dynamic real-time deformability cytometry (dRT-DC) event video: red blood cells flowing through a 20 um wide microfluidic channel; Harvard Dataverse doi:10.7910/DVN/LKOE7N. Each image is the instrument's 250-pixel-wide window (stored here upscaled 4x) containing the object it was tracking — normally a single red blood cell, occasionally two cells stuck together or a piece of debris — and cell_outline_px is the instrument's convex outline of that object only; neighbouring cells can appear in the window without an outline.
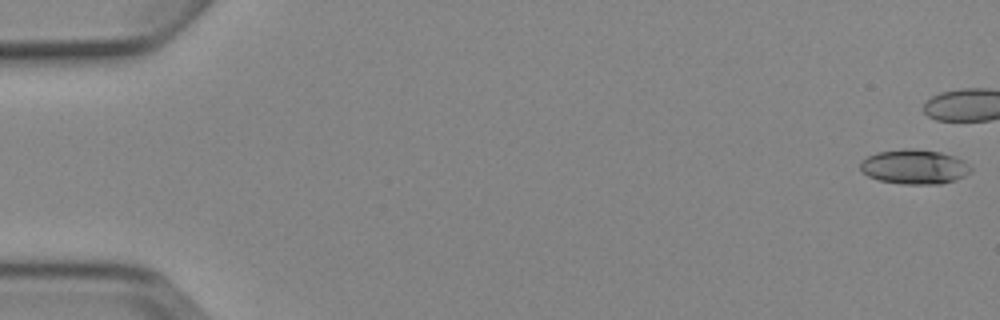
{"species": "Egyptian fruit bat (a non-hibernating species)", "species_latin": "Rousettus aegyptiacus", "temperature_condition": "cold", "stored_images_in_passage": 7, "camera_frame_rate_fps": 3000, "um_per_image_px": 0.085, "animal": {"sex": "female"}, "frame": {"image": 1, "passage_image": 1, "time_ms": 0.0, "image_size_px": [1000, 320], "cell_outline_px": [[972, 172], [956, 180], [940, 184], [904, 184], [880, 180], [868, 176], [860, 168], [860, 160], [876, 152], [904, 148], [916, 148], [940, 152], [964, 160], [972, 168]], "centroid_in_image_um": [77.73, 14.17], "position_along_channel_um": 7.3, "area_um2": 22.43}}
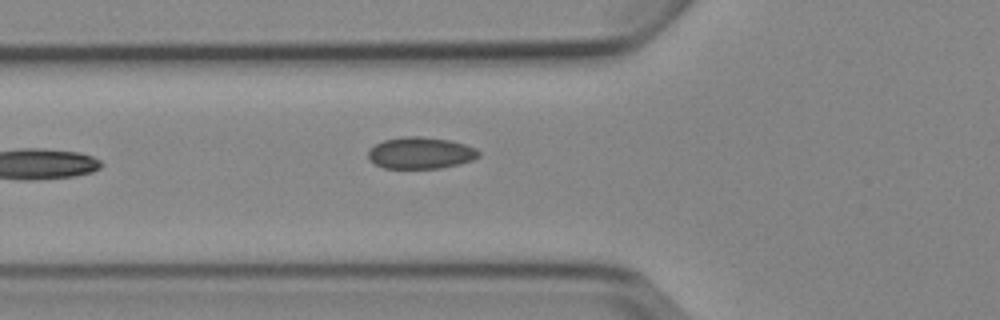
{"frame": {"image": 2, "passage_image": 7, "time_ms": 7.0, "image_size_px": [1000, 320], "cell_outline_px": [[480, 156], [472, 160], [460, 164], [440, 168], [384, 168], [368, 160], [368, 148], [384, 140], [404, 136], [420, 136], [448, 140], [464, 144], [476, 148], [480, 152]], "centroid_in_image_um": [35.74, 13.0], "position_along_channel_um": 90.1, "area_um2": 20.46}}